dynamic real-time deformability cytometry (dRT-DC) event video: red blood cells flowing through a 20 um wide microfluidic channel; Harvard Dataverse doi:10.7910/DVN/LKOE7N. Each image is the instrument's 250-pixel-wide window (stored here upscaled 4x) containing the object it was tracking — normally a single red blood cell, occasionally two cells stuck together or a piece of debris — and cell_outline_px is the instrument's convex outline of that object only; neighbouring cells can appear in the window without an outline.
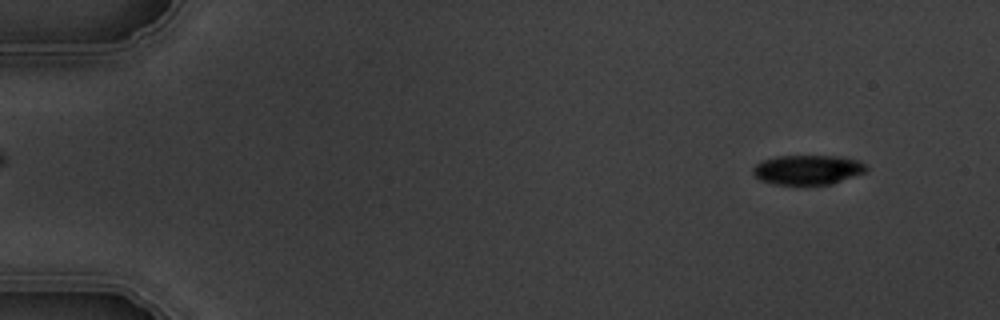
{"species": "common noctule bat (a hibernating species)", "species_latin": "Nyctalus noctula", "temperature_condition": "warm", "stored_images_in_passage": 5, "camera_frame_rate_fps": 3000, "um_per_image_px": 0.085, "animal": {"sex": "male", "body_mass_g": 19.5, "forearm_length_mm": 54.6}, "frame": {"image": 1, "passage_image": 1, "time_ms": 0.0, "image_size_px": [1000, 320], "cell_outline_px": [[868, 168], [864, 172], [832, 184], [772, 184], [760, 180], [752, 172], [752, 168], [756, 164], [764, 160], [776, 156], [840, 156], [860, 160], [868, 164]], "centroid_in_image_um": [68.68, 14.42], "position_along_channel_um": 16.3, "area_um2": 19.59}}
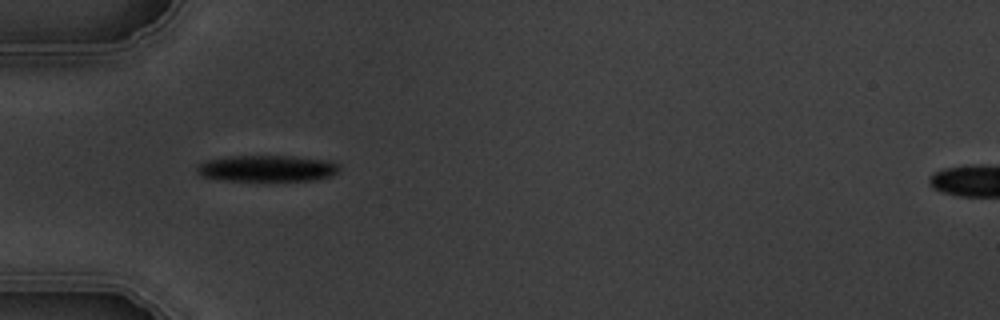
{"frame": {"image": 2, "passage_image": 4, "time_ms": 4.333, "image_size_px": [1000, 320], "cell_outline_px": [[340, 168], [336, 172], [328, 176], [316, 180], [268, 184], [224, 180], [200, 176], [196, 172], [196, 164], [208, 160], [224, 156], [292, 156], [324, 160], [340, 164]], "centroid_in_image_um": [22.65, 14.37], "position_along_channel_um": 62.4, "area_um2": 23.06}}